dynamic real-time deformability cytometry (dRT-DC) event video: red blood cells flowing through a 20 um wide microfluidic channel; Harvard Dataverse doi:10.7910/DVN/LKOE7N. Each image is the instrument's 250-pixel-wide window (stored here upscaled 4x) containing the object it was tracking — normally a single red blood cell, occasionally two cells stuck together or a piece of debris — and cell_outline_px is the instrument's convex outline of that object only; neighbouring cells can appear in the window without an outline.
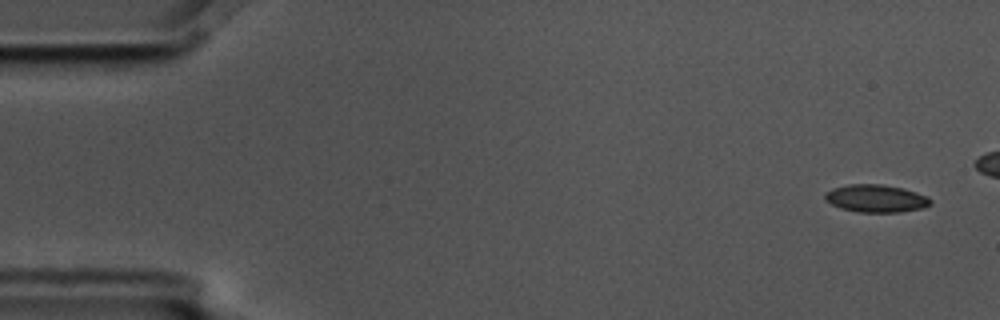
{"species": "common noctule bat (a hibernating species)", "species_latin": "Nyctalus noctula", "temperature_condition": "cold", "stored_images_in_passage": 7, "camera_frame_rate_fps": 3000, "um_per_image_px": 0.085, "animal": {"sex": "male", "body_mass_g": 17.5, "forearm_length_mm": 52.3}, "frame": {"image": 1, "passage_image": 1, "time_ms": 0.0, "image_size_px": [1000, 320], "cell_outline_px": [[932, 204], [924, 208], [900, 212], [860, 212], [840, 208], [824, 200], [824, 192], [832, 188], [848, 184], [880, 184], [900, 188], [916, 192], [928, 196], [932, 200]], "centroid_in_image_um": [74.45, 16.87], "position_along_channel_um": 10.6, "area_um2": 17.11}}